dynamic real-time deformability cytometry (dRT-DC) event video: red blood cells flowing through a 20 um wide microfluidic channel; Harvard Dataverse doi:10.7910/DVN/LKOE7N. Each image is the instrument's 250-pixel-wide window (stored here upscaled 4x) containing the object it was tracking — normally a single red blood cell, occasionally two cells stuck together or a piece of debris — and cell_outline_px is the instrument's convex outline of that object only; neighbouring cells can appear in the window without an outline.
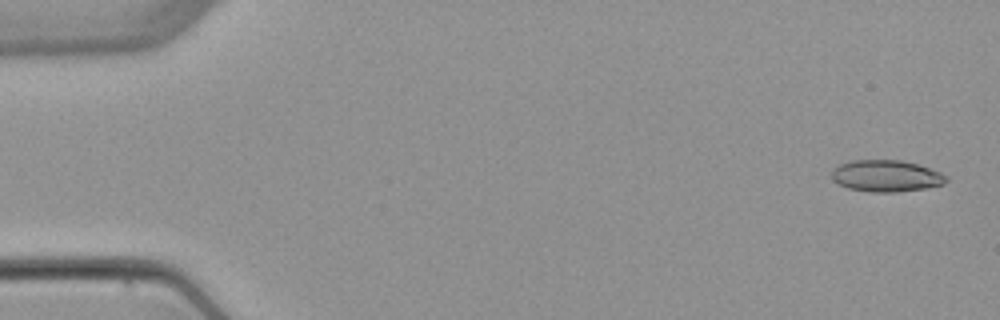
{"species": "common noctule bat (a hibernating species)", "species_latin": "Nyctalus noctula", "temperature_condition": "warm", "stored_images_in_passage": 5, "camera_frame_rate_fps": 3000, "um_per_image_px": 0.085, "animal": {"sex": "female", "body_mass_g": 22.7, "forearm_length_mm": 54.2}, "frame": {"image": 1, "passage_image": 1, "time_ms": 0.0, "image_size_px": [1000, 320], "cell_outline_px": [[948, 180], [944, 184], [924, 188], [896, 192], [868, 192], [848, 188], [832, 180], [832, 168], [840, 164], [852, 160], [900, 160], [916, 164], [940, 172], [948, 176]], "centroid_in_image_um": [75.31, 14.95], "position_along_channel_um": 9.7, "area_um2": 21.1}}
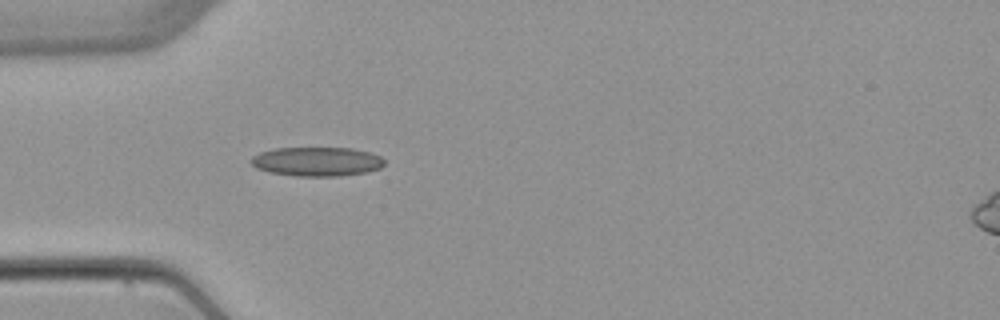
{"frame": {"image": 2, "passage_image": 5, "time_ms": 4.667, "image_size_px": [1000, 320], "cell_outline_px": [[384, 164], [380, 168], [368, 172], [340, 176], [296, 176], [268, 172], [256, 168], [248, 160], [252, 156], [260, 152], [276, 148], [352, 148], [368, 152], [380, 156], [384, 160]], "centroid_in_image_um": [26.91, 13.74], "position_along_channel_um": 58.1, "area_um2": 22.77}}